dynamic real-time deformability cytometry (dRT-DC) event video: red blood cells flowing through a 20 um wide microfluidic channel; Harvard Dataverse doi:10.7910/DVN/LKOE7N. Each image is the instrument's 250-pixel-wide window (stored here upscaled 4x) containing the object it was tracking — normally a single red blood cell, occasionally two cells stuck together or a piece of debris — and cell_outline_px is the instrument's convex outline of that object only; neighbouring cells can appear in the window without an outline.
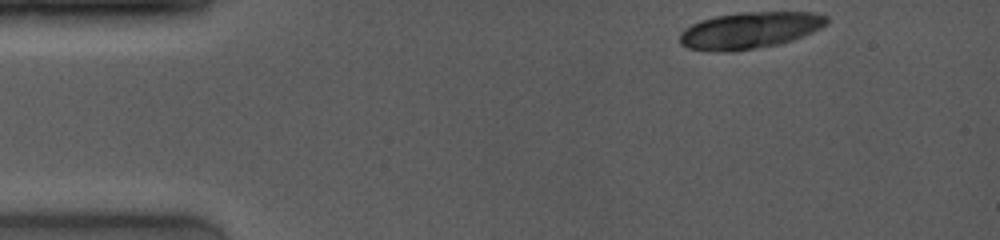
{"species": "common noctule bat (a hibernating species)", "species_latin": "Nyctalus noctula", "temperature_condition": "room temperature", "stored_images_in_passage": 8, "camera_frame_rate_fps": 4000, "um_per_image_px": 0.085, "animal": {"sex": "female", "body_mass_g": 19.0, "forearm_length_mm": 53.3}, "frame": {"image": 1, "passage_image": 1, "time_ms": 0.0, "image_size_px": [1000, 240], "cell_outline_px": [[828, 24], [812, 32], [792, 40], [776, 44], [756, 48], [728, 52], [712, 52], [688, 48], [680, 44], [680, 32], [684, 28], [700, 20], [716, 16], [740, 12], [812, 12], [828, 16]], "centroid_in_image_um": [63.7, 2.57], "position_along_channel_um": 21.3, "area_um2": 31.39}}